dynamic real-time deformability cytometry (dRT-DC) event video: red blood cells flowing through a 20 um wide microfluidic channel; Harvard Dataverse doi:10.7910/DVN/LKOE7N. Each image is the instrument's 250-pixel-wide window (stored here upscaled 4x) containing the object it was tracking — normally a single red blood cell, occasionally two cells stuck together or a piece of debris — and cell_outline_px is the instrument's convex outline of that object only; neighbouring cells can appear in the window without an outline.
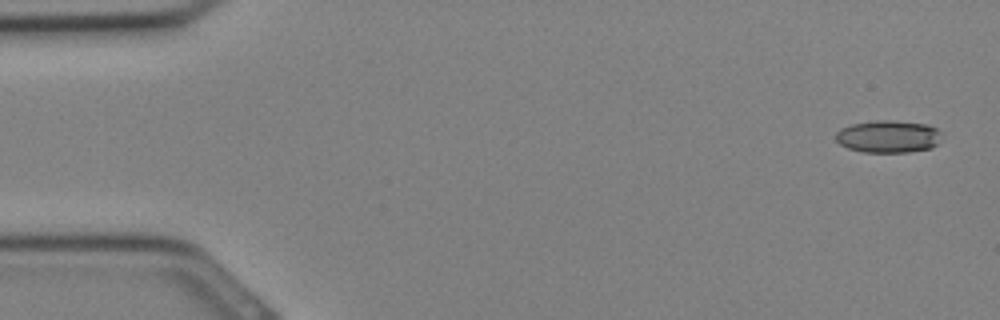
{"species": "Egyptian fruit bat (a non-hibernating species)", "species_latin": "Rousettus aegyptiacus", "temperature_condition": "cold", "stored_images_in_passage": 15, "camera_frame_rate_fps": 3000, "um_per_image_px": 0.085, "animal": {"sex": "female"}, "frame": {"image": 1, "passage_image": 1, "time_ms": 0.0, "image_size_px": [1000, 320], "cell_outline_px": [[944, 136], [932, 148], [908, 152], [864, 152], [848, 148], [840, 144], [836, 140], [836, 132], [840, 128], [852, 124], [872, 120], [892, 120], [928, 124], [944, 132]], "centroid_in_image_um": [75.55, 11.59], "position_along_channel_um": 9.5, "area_um2": 20.35}}
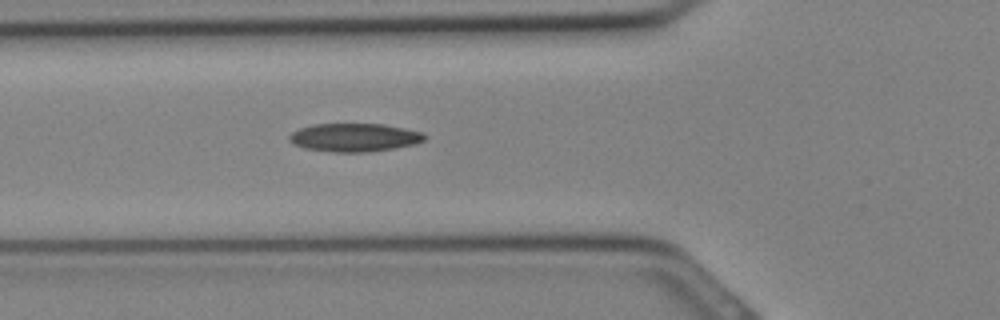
{"frame": {"image": 2, "passage_image": 11, "time_ms": 3.333, "image_size_px": [1000, 320], "cell_outline_px": [[428, 136], [424, 140], [416, 144], [368, 152], [332, 152], [304, 148], [288, 140], [288, 136], [292, 132], [300, 128], [312, 124], [384, 124], [424, 132]], "centroid_in_image_um": [30.14, 11.68], "position_along_channel_um": 95.7, "area_um2": 22.37}}
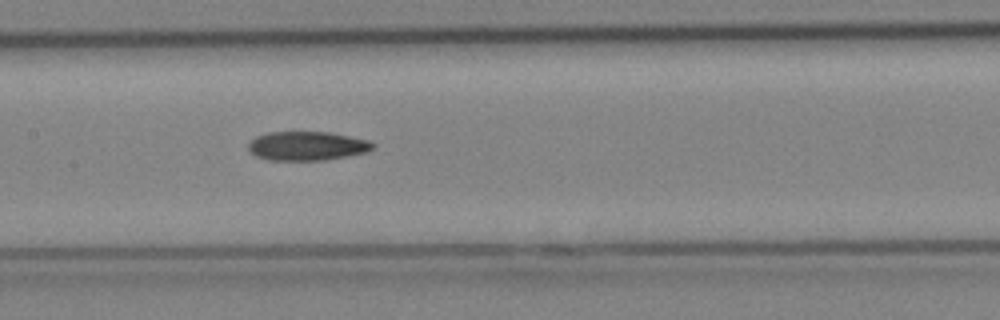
{"frame": {"image": 3, "passage_image": 15, "time_ms": 4.667, "image_size_px": [1000, 320], "cell_outline_px": [[376, 144], [368, 152], [348, 156], [324, 160], [268, 160], [256, 156], [248, 152], [248, 144], [256, 136], [268, 132], [328, 132], [368, 140]], "centroid_in_image_um": [26.08, 12.41], "position_along_channel_um": 181.3, "area_um2": 21.1}}